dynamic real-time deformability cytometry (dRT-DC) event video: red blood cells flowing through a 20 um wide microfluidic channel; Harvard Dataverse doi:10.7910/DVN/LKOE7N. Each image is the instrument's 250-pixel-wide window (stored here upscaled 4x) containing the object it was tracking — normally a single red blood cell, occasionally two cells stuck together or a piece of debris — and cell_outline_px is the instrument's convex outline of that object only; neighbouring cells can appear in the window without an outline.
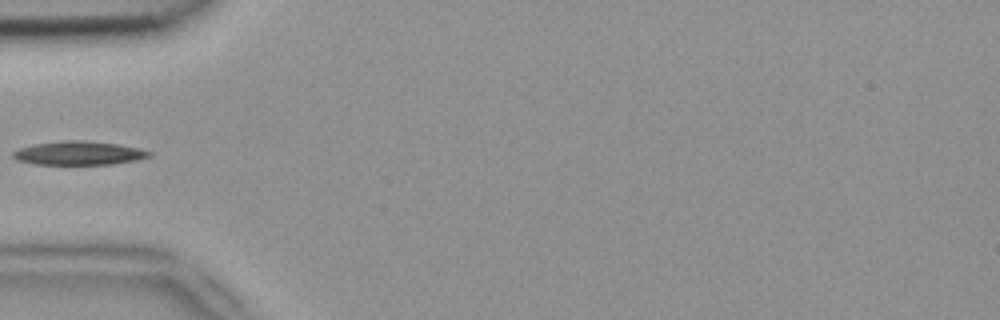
{"species": "common noctule bat (a hibernating species)", "species_latin": "Nyctalus noctula", "temperature_condition": "room temperature", "stored_images_in_passage": 4, "camera_frame_rate_fps": 3000, "um_per_image_px": 0.085, "animal": {"sex": "female", "body_mass_g": 18.4}, "frame": {"image": 1, "passage_image": 4, "time_ms": 1.0, "image_size_px": [1000, 320], "cell_outline_px": [[152, 156], [136, 160], [112, 164], [36, 164], [16, 160], [12, 156], [12, 152], [20, 148], [32, 144], [64, 140], [84, 140], [116, 144], [136, 148], [152, 152]], "centroid_in_image_um": [6.67, 13.01], "position_along_channel_um": 78.3, "area_um2": 18.73}}